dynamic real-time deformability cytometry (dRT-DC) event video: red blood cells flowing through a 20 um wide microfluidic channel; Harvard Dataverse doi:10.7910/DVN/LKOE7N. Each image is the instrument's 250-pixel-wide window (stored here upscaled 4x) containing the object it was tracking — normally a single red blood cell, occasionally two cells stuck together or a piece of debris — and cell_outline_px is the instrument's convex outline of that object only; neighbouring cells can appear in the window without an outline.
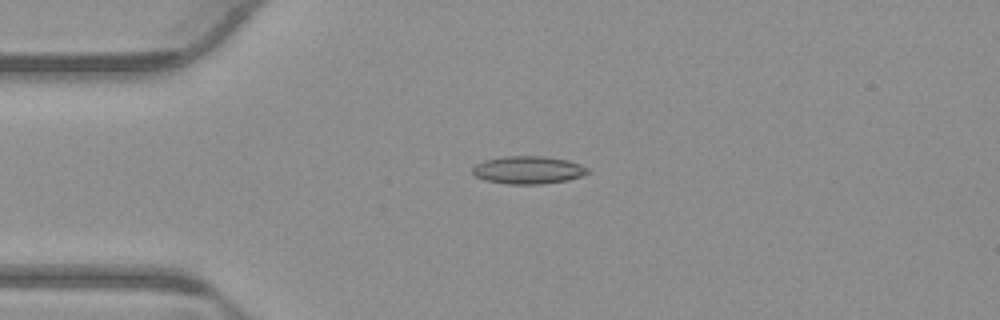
{"species": "common noctule bat (a hibernating species)", "species_latin": "Nyctalus noctula", "temperature_condition": "warm", "stored_images_in_passage": 54, "camera_frame_rate_fps": 3000, "um_per_image_px": 0.085, "animal": {"sex": "male", "body_mass_g": 23.1, "forearm_length_mm": 52.7}, "frame": {"image": 1, "passage_image": 13, "time_ms": 4.0, "image_size_px": [1000, 320], "cell_outline_px": [[592, 172], [568, 180], [544, 184], [508, 184], [484, 180], [476, 176], [472, 172], [472, 168], [476, 164], [484, 160], [504, 156], [544, 156], [568, 160], [580, 164], [588, 168]], "centroid_in_image_um": [44.91, 14.45], "position_along_channel_um": 40.1, "area_um2": 18.79}}
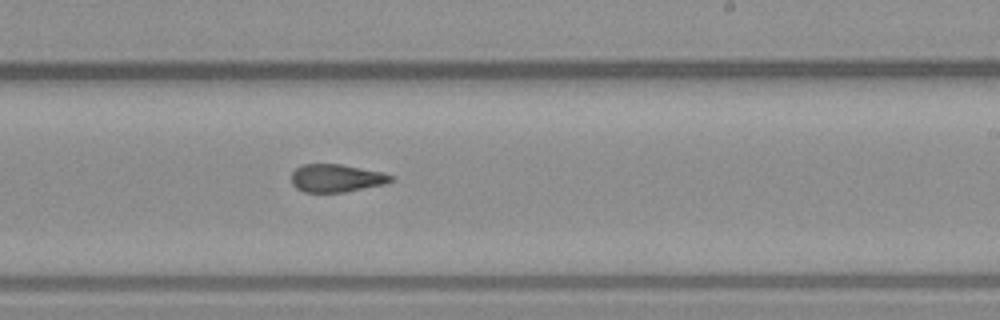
{"frame": {"image": 2, "passage_image": 32, "time_ms": 10.333, "image_size_px": [1000, 320], "cell_outline_px": [[392, 180], [384, 184], [344, 192], [304, 192], [296, 188], [292, 184], [292, 172], [296, 168], [304, 164], [340, 164], [380, 172], [392, 176]], "centroid_in_image_um": [28.53, 15.14], "position_along_channel_um": 260.5, "area_um2": 15.9}}
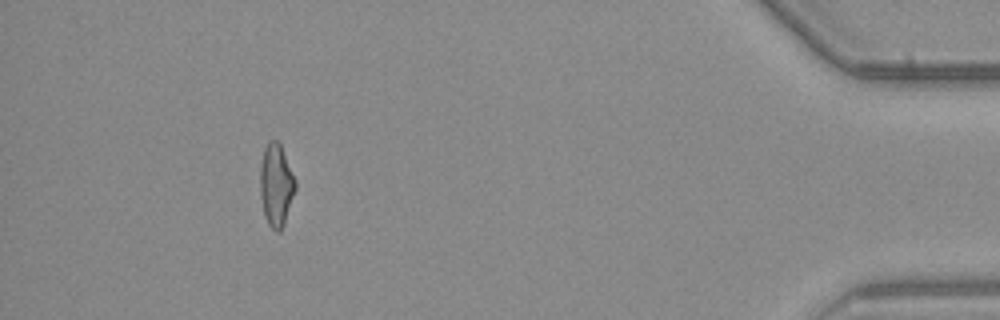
{"frame": {"image": 3, "passage_image": 49, "time_ms": 16.0, "image_size_px": [1000, 320], "cell_outline_px": [[296, 188], [284, 224], [280, 232], [276, 232], [268, 224], [264, 216], [260, 196], [260, 168], [264, 148], [268, 140], [276, 140], [280, 144], [296, 180]], "centroid_in_image_um": [23.46, 15.74], "position_along_channel_um": 411.7, "area_um2": 16.99}, "authors_computed_cell_mechanics": {"area_um2": 17.1088, "velocity_mm_per_s": 3.8483, "shape_relaxation_time_tau1_ms": null, "shape_relaxation_time_tau2_ms": 3.859, "deformation_change_tau1": null, "deformation_change_tau2": 0.1116}}